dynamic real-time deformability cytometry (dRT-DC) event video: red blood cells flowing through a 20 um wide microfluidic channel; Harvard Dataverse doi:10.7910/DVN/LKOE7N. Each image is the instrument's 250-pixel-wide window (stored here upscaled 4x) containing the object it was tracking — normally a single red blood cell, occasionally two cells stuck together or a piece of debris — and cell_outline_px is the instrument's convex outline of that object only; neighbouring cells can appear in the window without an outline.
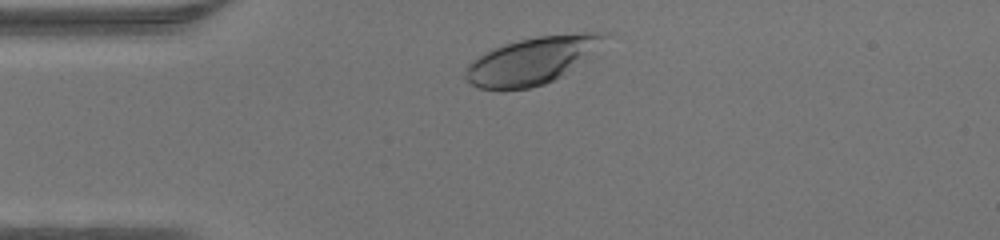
{"species": "human", "species_latin": "Homo sapiens", "temperature_condition": "warm", "stored_images_in_passage": 31, "camera_frame_rate_fps": 3000, "um_per_image_px": 0.085, "donor": {"sex": "male"}, "frame": {"image": 1, "passage_image": 3, "time_ms": 0.667, "image_size_px": [1000, 240], "cell_outline_px": [[608, 36], [596, 56], [592, 60], [556, 80], [544, 84], [528, 88], [504, 92], [480, 88], [472, 84], [464, 76], [464, 68], [472, 60], [484, 52], [504, 44], [536, 36], [584, 32], [608, 32]], "centroid_in_image_um": [45.33, 5.17], "position_along_channel_um": 39.7, "area_um2": 39.65}}
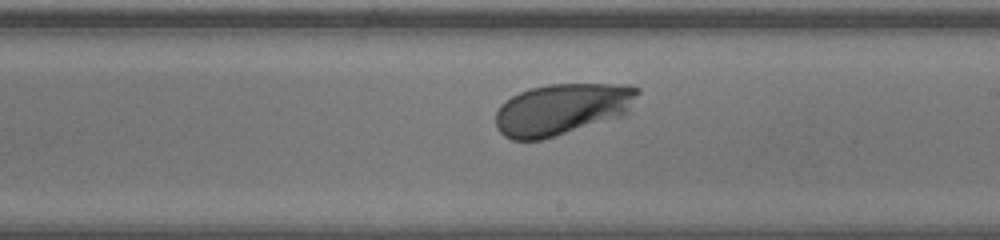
{"frame": {"image": 2, "passage_image": 19, "time_ms": 6.0, "image_size_px": [1000, 240], "cell_outline_px": [[640, 92], [628, 112], [620, 116], [540, 140], [512, 140], [504, 136], [496, 128], [496, 112], [500, 104], [504, 100], [520, 92], [532, 88], [548, 84], [632, 84], [640, 88]], "centroid_in_image_um": [47.77, 9.26], "position_along_channel_um": 241.2, "area_um2": 42.48}}
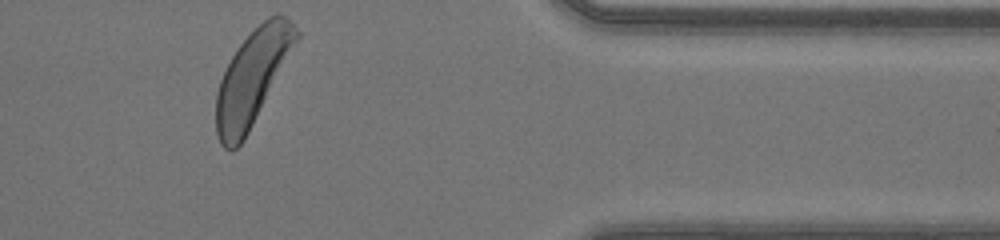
{"frame": {"image": 3, "passage_image": 31, "time_ms": 10.0, "image_size_px": [1000, 240], "cell_outline_px": [[300, 36], [244, 140], [232, 152], [224, 148], [220, 144], [216, 132], [216, 92], [220, 80], [232, 56], [240, 44], [268, 16], [280, 12], [300, 32]], "centroid_in_image_um": [21.43, 6.62], "position_along_channel_um": 390.0, "area_um2": 43.41}}